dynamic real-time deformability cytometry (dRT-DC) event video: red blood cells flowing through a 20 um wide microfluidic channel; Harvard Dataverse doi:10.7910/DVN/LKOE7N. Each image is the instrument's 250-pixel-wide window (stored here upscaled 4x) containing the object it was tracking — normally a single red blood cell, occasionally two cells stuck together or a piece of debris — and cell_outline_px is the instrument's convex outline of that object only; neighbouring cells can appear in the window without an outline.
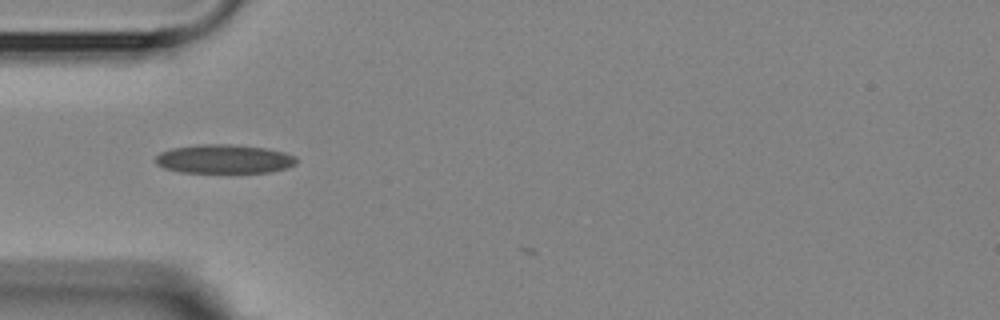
{"species": "Egyptian fruit bat (a non-hibernating species)", "species_latin": "Rousettus aegyptiacus", "temperature_condition": "room temperature", "stored_images_in_passage": 7, "camera_frame_rate_fps": 3000, "um_per_image_px": 0.085, "animal": {"sex": "female"}, "frame": {"image": 1, "passage_image": 4, "time_ms": 4.667, "image_size_px": [1000, 320], "cell_outline_px": [[296, 164], [288, 168], [268, 172], [180, 172], [164, 168], [156, 164], [156, 156], [160, 152], [172, 148], [196, 144], [232, 144], [264, 148], [284, 152], [296, 156]], "centroid_in_image_um": [19.04, 13.51], "position_along_channel_um": 66.0, "area_um2": 23.76}}
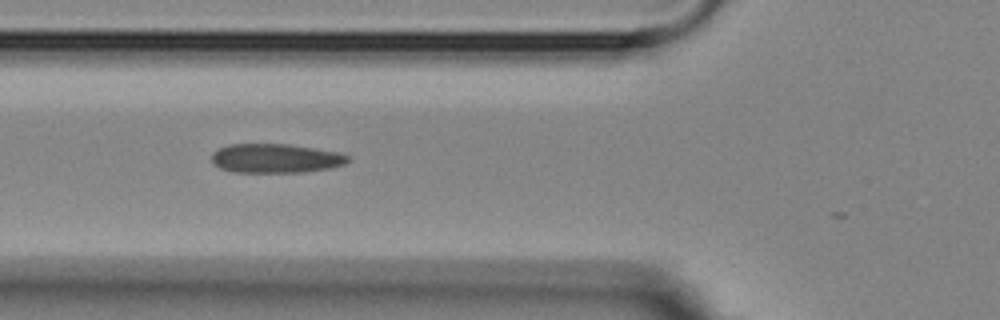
{"frame": {"image": 2, "passage_image": 5, "time_ms": 5.667, "image_size_px": [1000, 320], "cell_outline_px": [[352, 160], [344, 164], [332, 168], [304, 172], [236, 172], [220, 168], [212, 164], [212, 152], [228, 144], [288, 144], [340, 152], [352, 156]], "centroid_in_image_um": [23.48, 13.46], "position_along_channel_um": 102.3, "area_um2": 23.41}}
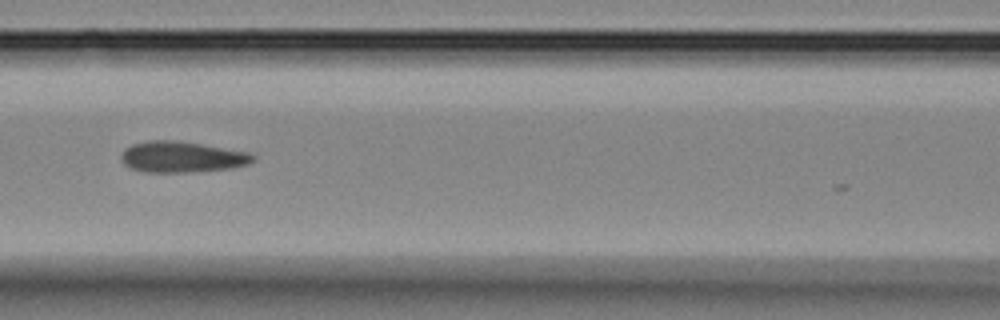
{"frame": {"image": 3, "passage_image": 6, "time_ms": 7.0, "image_size_px": [1000, 320], "cell_outline_px": [[256, 160], [248, 164], [232, 168], [188, 172], [148, 172], [132, 168], [124, 164], [120, 160], [120, 156], [124, 148], [132, 144], [148, 140], [180, 140], [252, 152], [256, 156]], "centroid_in_image_um": [15.5, 13.32], "position_along_channel_um": 151.1, "area_um2": 24.22}}